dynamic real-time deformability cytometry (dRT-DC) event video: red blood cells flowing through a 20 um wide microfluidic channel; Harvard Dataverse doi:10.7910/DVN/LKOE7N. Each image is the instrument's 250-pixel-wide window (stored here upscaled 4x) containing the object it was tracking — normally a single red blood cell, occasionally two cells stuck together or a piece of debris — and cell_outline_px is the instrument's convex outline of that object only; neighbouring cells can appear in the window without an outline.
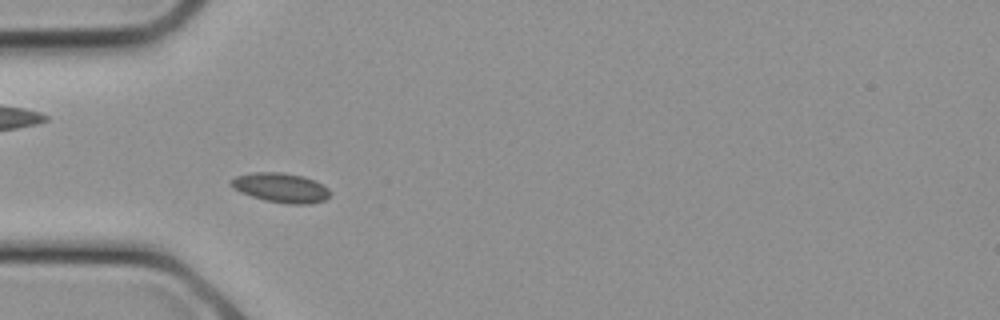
{"species": "common noctule bat (a hibernating species)", "species_latin": "Nyctalus noctula", "temperature_condition": "cold", "stored_images_in_passage": 10, "camera_frame_rate_fps": 3000, "um_per_image_px": 0.085, "animal": {"sex": "female", "body_mass_g": 21.9}, "frame": {"image": 1, "passage_image": 2, "time_ms": 0.333, "image_size_px": [1000, 320], "cell_outline_px": [[332, 192], [324, 200], [312, 204], [288, 204], [264, 200], [240, 192], [232, 188], [228, 180], [236, 176], [256, 172], [280, 172], [304, 176], [328, 188]], "centroid_in_image_um": [23.85, 15.96], "position_along_channel_um": 61.2, "area_um2": 17.05}}
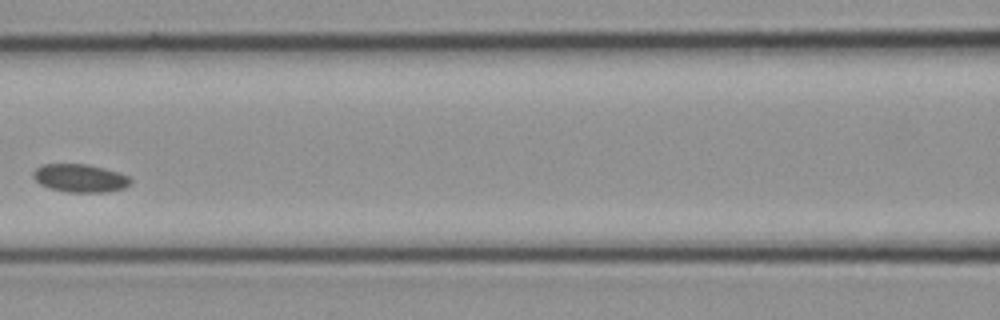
{"frame": {"image": 2, "passage_image": 6, "time_ms": 1.667, "image_size_px": [1000, 320], "cell_outline_px": [[132, 180], [124, 188], [108, 192], [68, 192], [48, 188], [40, 184], [32, 176], [32, 172], [36, 168], [44, 164], [88, 164], [120, 172], [128, 176]], "centroid_in_image_um": [6.8, 15.14], "position_along_channel_um": 159.8, "area_um2": 16.01}}
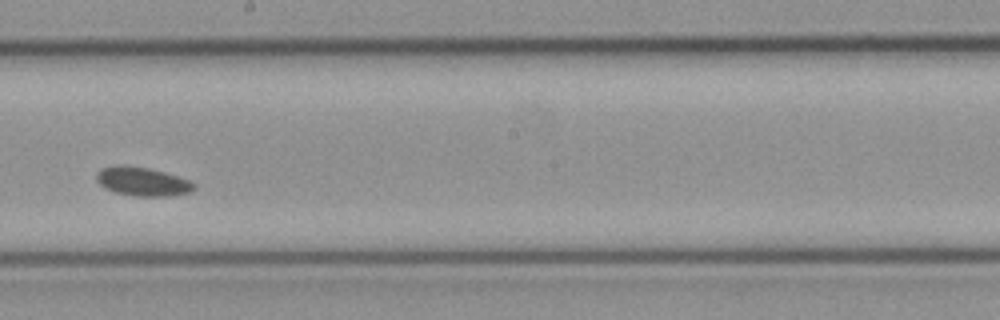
{"frame": {"image": 3, "passage_image": 9, "time_ms": 2.667, "image_size_px": [1000, 320], "cell_outline_px": [[196, 188], [192, 192], [168, 196], [136, 196], [116, 192], [104, 188], [96, 180], [96, 172], [100, 168], [116, 164], [128, 164], [148, 168], [164, 172], [188, 180], [196, 184]], "centroid_in_image_um": [12.08, 15.41], "position_along_channel_um": 236.1, "area_um2": 16.59}}